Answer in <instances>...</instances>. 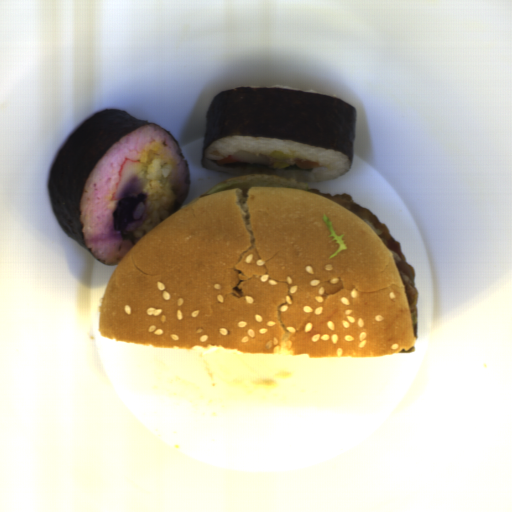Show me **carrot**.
I'll return each instance as SVG.
<instances>
[{"instance_id": "carrot-1", "label": "carrot", "mask_w": 512, "mask_h": 512, "mask_svg": "<svg viewBox=\"0 0 512 512\" xmlns=\"http://www.w3.org/2000/svg\"><path fill=\"white\" fill-rule=\"evenodd\" d=\"M295 161H294V165L296 168H301V169H307V168H313V167H319V164L317 162H315L314 160H303V159H300V158H294Z\"/></svg>"}, {"instance_id": "carrot-2", "label": "carrot", "mask_w": 512, "mask_h": 512, "mask_svg": "<svg viewBox=\"0 0 512 512\" xmlns=\"http://www.w3.org/2000/svg\"><path fill=\"white\" fill-rule=\"evenodd\" d=\"M241 161L240 159L234 157L233 155H229L228 157H226L225 159H219L217 161V163L219 164H231V163H240L241 164Z\"/></svg>"}]
</instances>
